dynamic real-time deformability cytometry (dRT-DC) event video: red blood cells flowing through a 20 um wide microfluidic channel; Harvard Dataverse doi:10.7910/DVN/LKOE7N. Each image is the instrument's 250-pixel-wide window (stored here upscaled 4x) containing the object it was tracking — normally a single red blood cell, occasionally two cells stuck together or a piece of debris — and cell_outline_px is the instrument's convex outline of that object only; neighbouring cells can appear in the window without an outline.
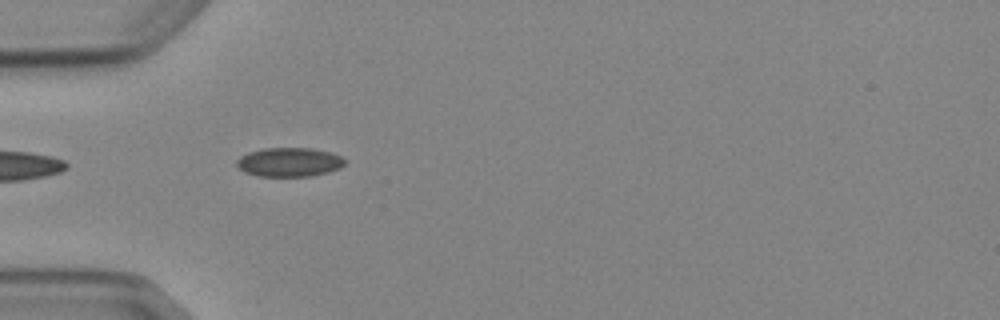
{"species": "Egyptian fruit bat (a non-hibernating species)", "species_latin": "Rousettus aegyptiacus", "temperature_condition": "cold", "stored_images_in_passage": 6, "segment_of_instrument_passage": [2, 2], "camera_frame_rate_fps": 3000, "um_per_image_px": 0.085, "animal": {"sex": "female"}, "frame": {"image": 1, "passage_image": 5, "time_ms": 5.333, "image_size_px": [1000, 320], "cell_outline_px": [[344, 164], [340, 168], [328, 172], [312, 176], [256, 176], [244, 172], [236, 164], [236, 160], [240, 156], [248, 152], [264, 148], [312, 148], [328, 152], [340, 156], [344, 160]], "centroid_in_image_um": [24.55, 13.78], "position_along_channel_um": 60.4, "area_um2": 18.26}}
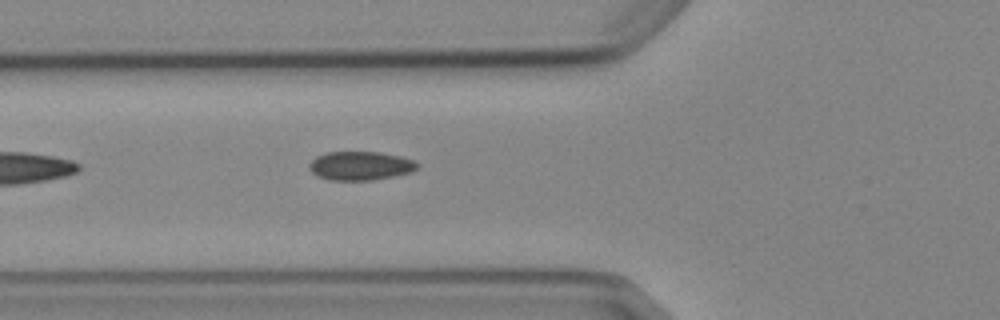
{"frame": {"image": 2, "passage_image": 6, "time_ms": 6.333, "image_size_px": [1000, 320], "cell_outline_px": [[420, 164], [412, 172], [372, 180], [328, 180], [316, 176], [308, 168], [308, 164], [316, 156], [324, 152], [380, 152], [400, 156], [412, 160]], "centroid_in_image_um": [30.59, 14.09], "position_along_channel_um": 95.2, "area_um2": 18.21}}